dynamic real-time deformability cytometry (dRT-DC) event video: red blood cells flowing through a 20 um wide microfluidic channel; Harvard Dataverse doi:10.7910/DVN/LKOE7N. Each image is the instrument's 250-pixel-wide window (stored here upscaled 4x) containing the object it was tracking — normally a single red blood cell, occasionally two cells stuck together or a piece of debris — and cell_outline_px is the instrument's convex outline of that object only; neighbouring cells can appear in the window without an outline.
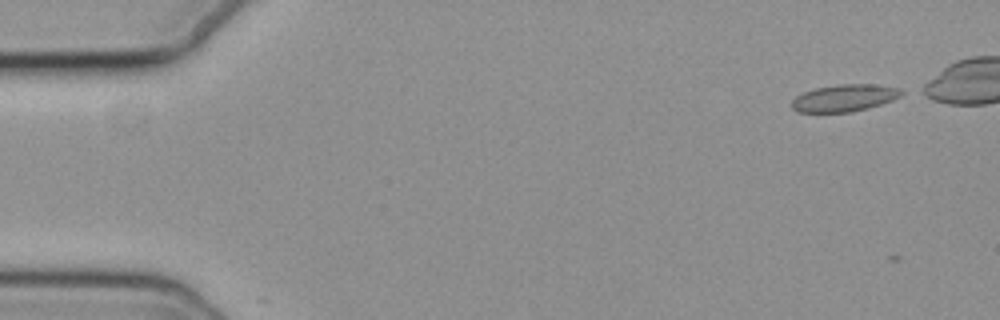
{"species": "common noctule bat (a hibernating species)", "species_latin": "Nyctalus noctula", "temperature_condition": "cold", "stored_images_in_passage": 4, "camera_frame_rate_fps": 3000, "um_per_image_px": 0.085, "animal": {"sex": "female", "body_mass_g": 19.3, "forearm_length_mm": 54.1}, "frame": {"image": 1, "passage_image": 2, "time_ms": 0.333, "image_size_px": [1000, 320], "cell_outline_px": [[908, 92], [892, 100], [868, 108], [852, 112], [796, 112], [792, 108], [792, 100], [796, 96], [804, 92], [816, 88], [836, 84], [876, 84], [900, 88]], "centroid_in_image_um": [71.81, 8.32], "position_along_channel_um": 13.2, "area_um2": 17.46}}